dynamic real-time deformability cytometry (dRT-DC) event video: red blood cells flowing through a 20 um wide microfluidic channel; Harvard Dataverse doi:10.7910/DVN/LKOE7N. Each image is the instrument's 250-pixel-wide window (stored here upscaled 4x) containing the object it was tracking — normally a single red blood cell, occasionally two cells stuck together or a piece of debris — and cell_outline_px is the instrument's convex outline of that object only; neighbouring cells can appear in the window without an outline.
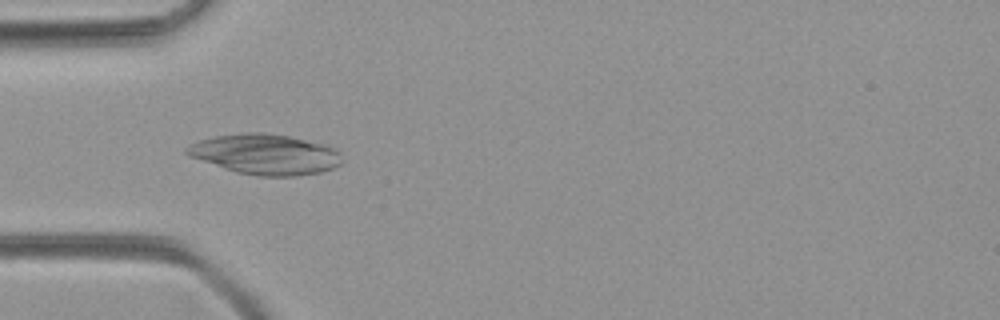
{"species": "common noctule bat (a hibernating species)", "species_latin": "Nyctalus noctula", "temperature_condition": "room temperature", "stored_images_in_passage": 21, "camera_frame_rate_fps": 3000, "um_per_image_px": 0.085, "animal": {"sex": "female", "body_mass_g": 21.9}, "frame": {"image": 1, "passage_image": 3, "time_ms": 0.667, "image_size_px": [1000, 320], "cell_outline_px": [[344, 160], [340, 164], [332, 168], [320, 172], [296, 176], [256, 176], [236, 172], [188, 156], [184, 152], [184, 148], [200, 140], [216, 136], [240, 132], [260, 132], [288, 136], [324, 144], [336, 148], [340, 152]], "centroid_in_image_um": [22.56, 13.11], "position_along_channel_um": 62.4, "area_um2": 36.59}}
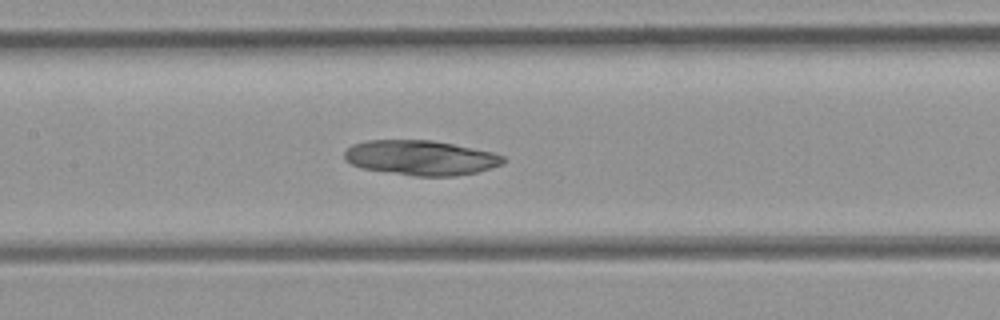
{"frame": {"image": 2, "passage_image": 11, "time_ms": 3.333, "image_size_px": [1000, 320], "cell_outline_px": [[504, 164], [476, 172], [456, 176], [412, 176], [360, 168], [344, 160], [344, 152], [352, 144], [368, 140], [432, 140], [492, 152], [504, 156]], "centroid_in_image_um": [35.73, 13.41], "position_along_channel_um": 171.7, "area_um2": 32.31}}
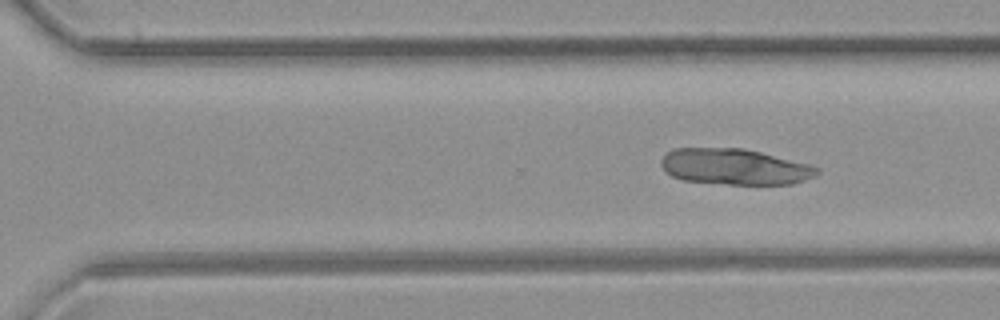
{"frame": {"image": 3, "passage_image": 21, "time_ms": 6.667, "image_size_px": [1000, 320], "cell_outline_px": [[820, 172], [816, 176], [792, 184], [728, 184], [684, 180], [672, 176], [664, 172], [660, 164], [660, 160], [672, 148], [744, 148], [812, 164], [820, 168]], "centroid_in_image_um": [62.47, 14.17], "position_along_channel_um": 308.1, "area_um2": 32.95}}